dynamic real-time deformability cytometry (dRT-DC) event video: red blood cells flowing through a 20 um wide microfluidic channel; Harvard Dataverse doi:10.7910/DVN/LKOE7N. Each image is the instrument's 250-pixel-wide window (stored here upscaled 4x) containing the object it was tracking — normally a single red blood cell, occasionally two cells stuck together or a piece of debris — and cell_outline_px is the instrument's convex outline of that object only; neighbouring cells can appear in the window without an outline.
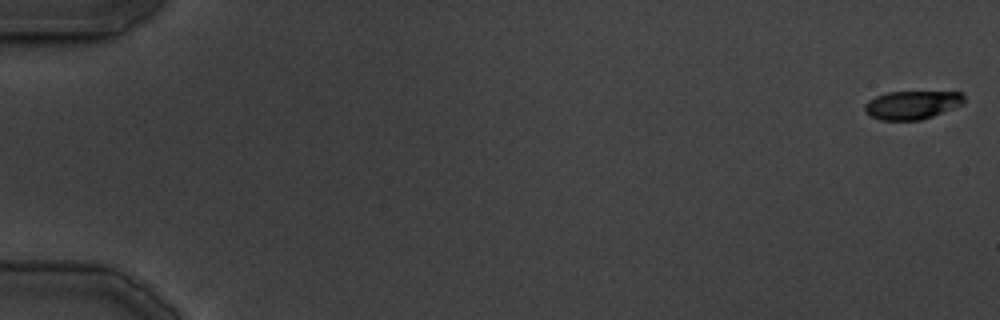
{"species": "common noctule bat (a hibernating species)", "species_latin": "Nyctalus noctula", "temperature_condition": "cold", "stored_images_in_passage": 39, "camera_frame_rate_fps": 3000, "um_per_image_px": 0.085, "animal": {"sex": "male", "body_mass_g": 19.5, "forearm_length_mm": 54.6}, "frame": {"image": 1, "passage_image": 1, "time_ms": 0.0, "image_size_px": [1000, 320], "cell_outline_px": [[964, 104], [932, 116], [920, 120], [880, 120], [872, 116], [864, 108], [864, 104], [868, 100], [876, 96], [888, 92], [964, 92]], "centroid_in_image_um": [77.55, 8.91], "position_along_channel_um": 7.5, "area_um2": 16.36}}
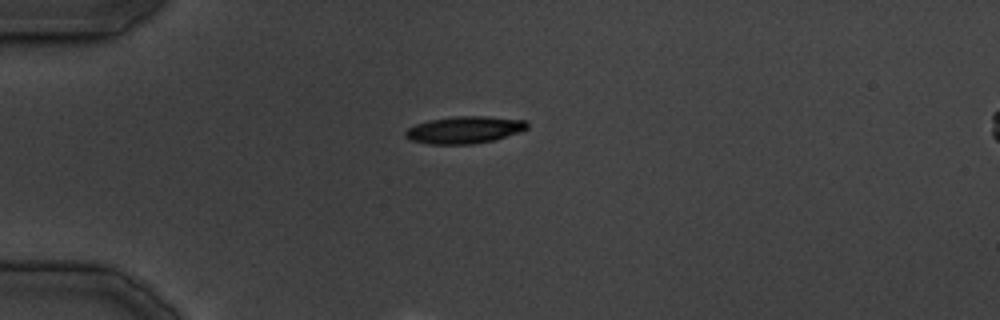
{"frame": {"image": 2, "passage_image": 12, "time_ms": 12.333, "image_size_px": [1000, 320], "cell_outline_px": [[528, 128], [520, 132], [492, 140], [472, 144], [428, 144], [408, 140], [404, 136], [404, 132], [408, 128], [416, 124], [428, 120], [456, 116], [488, 116], [524, 120], [528, 124]], "centroid_in_image_um": [39.43, 11.04], "position_along_channel_um": 45.6, "area_um2": 19.31}}
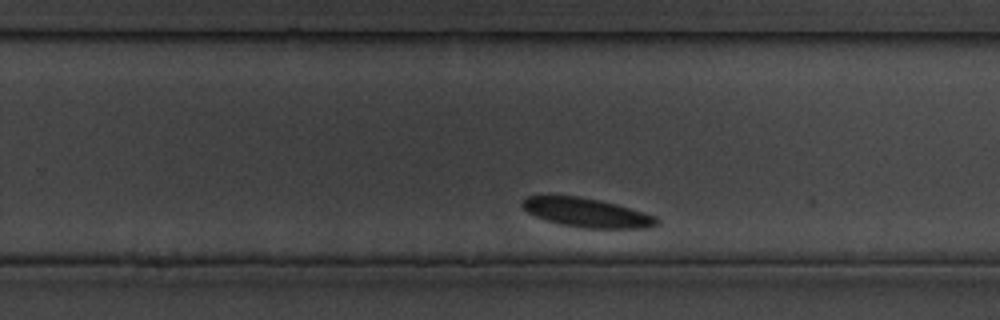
{"frame": {"image": 3, "passage_image": 31, "time_ms": 34.333, "image_size_px": [1000, 320], "cell_outline_px": [[660, 224], [648, 228], [584, 228], [560, 224], [536, 216], [528, 212], [520, 204], [528, 196], [580, 196], [600, 200], [616, 204], [656, 216], [660, 220]], "centroid_in_image_um": [49.93, 18.08], "position_along_channel_um": 279.9, "area_um2": 22.6}}